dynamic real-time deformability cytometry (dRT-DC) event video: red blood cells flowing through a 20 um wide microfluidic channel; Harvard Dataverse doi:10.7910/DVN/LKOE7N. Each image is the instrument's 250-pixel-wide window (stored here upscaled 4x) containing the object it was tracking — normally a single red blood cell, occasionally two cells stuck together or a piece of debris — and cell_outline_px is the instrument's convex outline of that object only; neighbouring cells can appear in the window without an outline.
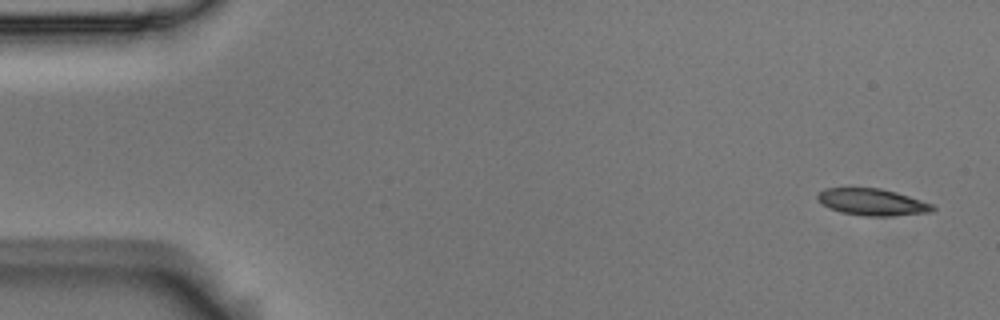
{"species": "Egyptian fruit bat (a non-hibernating species)", "species_latin": "Rousettus aegyptiacus", "temperature_condition": "room temperature", "stored_images_in_passage": 6, "camera_frame_rate_fps": 3000, "um_per_image_px": 0.085, "animal": {"sex": "male"}, "frame": {"image": 1, "passage_image": 1, "time_ms": 0.0, "image_size_px": [1000, 320], "cell_outline_px": [[936, 208], [932, 212], [896, 216], [864, 216], [840, 212], [828, 208], [816, 196], [824, 188], [880, 188], [896, 192], [932, 204]], "centroid_in_image_um": [74.16, 17.19], "position_along_channel_um": 10.8, "area_um2": 17.92}}
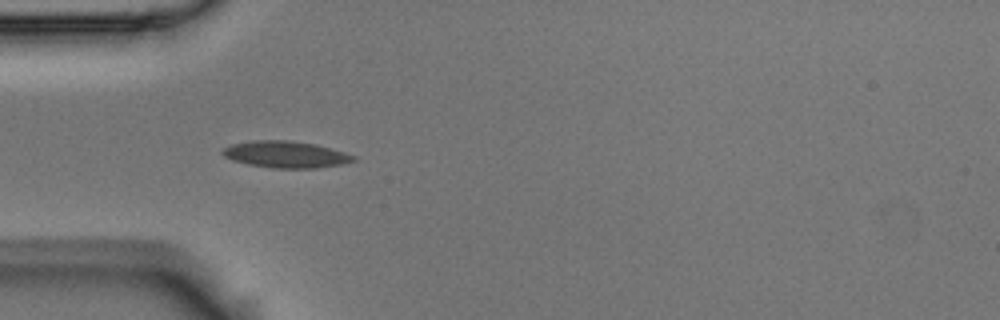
{"frame": {"image": 2, "passage_image": 5, "time_ms": 1.333, "image_size_px": [1000, 320], "cell_outline_px": [[356, 160], [340, 164], [316, 168], [276, 168], [248, 164], [232, 160], [224, 156], [220, 152], [224, 148], [232, 144], [252, 140], [292, 140], [316, 144], [344, 152], [356, 156]], "centroid_in_image_um": [24.27, 13.11], "position_along_channel_um": 60.7, "area_um2": 20.29}}
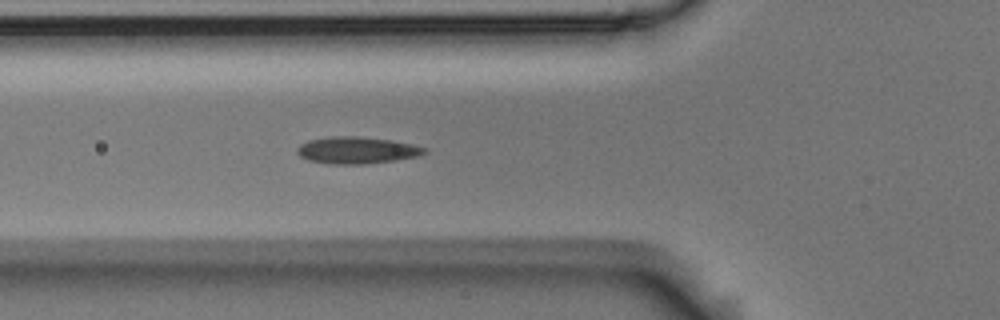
{"frame": {"image": 3, "passage_image": 6, "time_ms": 1.667, "image_size_px": [1000, 320], "cell_outline_px": [[428, 152], [420, 156], [396, 160], [364, 164], [332, 164], [308, 160], [300, 156], [296, 152], [296, 148], [300, 144], [308, 140], [328, 136], [360, 136], [392, 140], [412, 144], [428, 148]], "centroid_in_image_um": [30.35, 12.76], "position_along_channel_um": 95.5, "area_um2": 20.23}}